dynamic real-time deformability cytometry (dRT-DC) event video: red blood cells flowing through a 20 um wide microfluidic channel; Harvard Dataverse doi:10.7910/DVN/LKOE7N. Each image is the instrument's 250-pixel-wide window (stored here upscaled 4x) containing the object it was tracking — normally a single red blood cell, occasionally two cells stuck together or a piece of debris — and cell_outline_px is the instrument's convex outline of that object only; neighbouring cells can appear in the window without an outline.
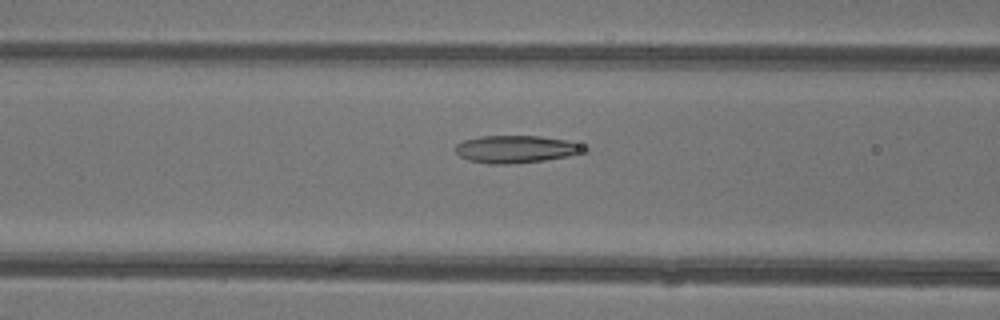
{"species": "common noctule bat (a hibernating species)", "species_latin": "Nyctalus noctula", "temperature_condition": "warm", "stored_images_in_passage": 43, "camera_frame_rate_fps": 3000, "um_per_image_px": 0.085, "animal": {"sex": "female"}, "frame": {"image": 1, "passage_image": 17, "time_ms": 5.333, "image_size_px": [1000, 320], "cell_outline_px": [[588, 152], [568, 156], [544, 160], [508, 164], [488, 164], [468, 160], [460, 156], [452, 148], [456, 144], [464, 140], [480, 136], [540, 136], [564, 140], [580, 144], [588, 148]], "centroid_in_image_um": [43.84, 12.68], "position_along_channel_um": 122.8, "area_um2": 20.69}}
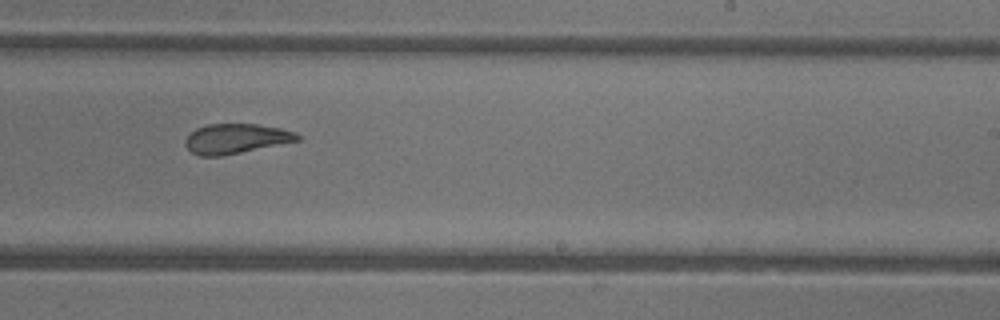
{"frame": {"image": 2, "passage_image": 27, "time_ms": 8.667, "image_size_px": [1000, 320], "cell_outline_px": [[300, 140], [220, 156], [200, 156], [192, 152], [184, 144], [184, 140], [196, 128], [208, 124], [260, 124], [280, 128], [296, 132], [300, 136]], "centroid_in_image_um": [20.05, 11.77], "position_along_channel_um": 269.0, "area_um2": 19.31}}
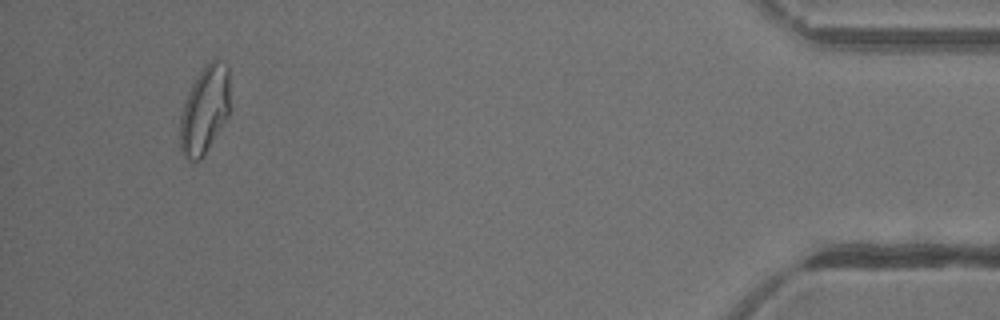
{"frame": {"image": 3, "passage_image": 42, "time_ms": 13.667, "image_size_px": [1000, 320], "cell_outline_px": [[228, 116], [204, 156], [196, 164], [192, 164], [184, 156], [180, 148], [180, 116], [188, 92], [196, 76], [212, 60], [216, 60], [228, 64]], "centroid_in_image_um": [17.37, 9.42], "position_along_channel_um": 417.8, "area_um2": 25.37}}